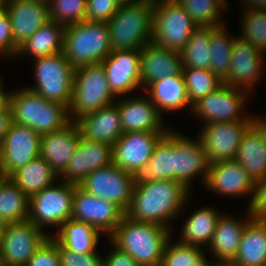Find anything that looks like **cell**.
I'll list each match as a JSON object with an SVG mask.
<instances>
[{"instance_id": "b9f144b4", "label": "cell", "mask_w": 266, "mask_h": 266, "mask_svg": "<svg viewBox=\"0 0 266 266\" xmlns=\"http://www.w3.org/2000/svg\"><path fill=\"white\" fill-rule=\"evenodd\" d=\"M50 18L63 26L86 21L87 0H52L49 3Z\"/></svg>"}, {"instance_id": "9f6ffc18", "label": "cell", "mask_w": 266, "mask_h": 266, "mask_svg": "<svg viewBox=\"0 0 266 266\" xmlns=\"http://www.w3.org/2000/svg\"><path fill=\"white\" fill-rule=\"evenodd\" d=\"M7 225H8V223L5 220L0 218V241L2 239V236L5 233Z\"/></svg>"}, {"instance_id": "1f68e13d", "label": "cell", "mask_w": 266, "mask_h": 266, "mask_svg": "<svg viewBox=\"0 0 266 266\" xmlns=\"http://www.w3.org/2000/svg\"><path fill=\"white\" fill-rule=\"evenodd\" d=\"M28 197L48 188L55 183L59 175L40 156L30 161L24 167L14 171L8 177Z\"/></svg>"}, {"instance_id": "7dc6e473", "label": "cell", "mask_w": 266, "mask_h": 266, "mask_svg": "<svg viewBox=\"0 0 266 266\" xmlns=\"http://www.w3.org/2000/svg\"><path fill=\"white\" fill-rule=\"evenodd\" d=\"M19 47L14 43L11 20L8 12L0 11V54L5 57L17 56Z\"/></svg>"}, {"instance_id": "8d00e7d4", "label": "cell", "mask_w": 266, "mask_h": 266, "mask_svg": "<svg viewBox=\"0 0 266 266\" xmlns=\"http://www.w3.org/2000/svg\"><path fill=\"white\" fill-rule=\"evenodd\" d=\"M29 197L9 178L0 184V218L7 223L28 220Z\"/></svg>"}, {"instance_id": "6125c7cd", "label": "cell", "mask_w": 266, "mask_h": 266, "mask_svg": "<svg viewBox=\"0 0 266 266\" xmlns=\"http://www.w3.org/2000/svg\"><path fill=\"white\" fill-rule=\"evenodd\" d=\"M0 266H6L4 261H3V257L1 255V252H0Z\"/></svg>"}, {"instance_id": "be15d7a7", "label": "cell", "mask_w": 266, "mask_h": 266, "mask_svg": "<svg viewBox=\"0 0 266 266\" xmlns=\"http://www.w3.org/2000/svg\"><path fill=\"white\" fill-rule=\"evenodd\" d=\"M39 1L49 4L52 0H39Z\"/></svg>"}, {"instance_id": "f6af8a7d", "label": "cell", "mask_w": 266, "mask_h": 266, "mask_svg": "<svg viewBox=\"0 0 266 266\" xmlns=\"http://www.w3.org/2000/svg\"><path fill=\"white\" fill-rule=\"evenodd\" d=\"M118 8L115 0H87L86 21L107 23Z\"/></svg>"}, {"instance_id": "9a60e30c", "label": "cell", "mask_w": 266, "mask_h": 266, "mask_svg": "<svg viewBox=\"0 0 266 266\" xmlns=\"http://www.w3.org/2000/svg\"><path fill=\"white\" fill-rule=\"evenodd\" d=\"M248 93L222 84L192 105L191 111L206 123L244 120L242 114ZM242 115V116H241ZM244 115V117H243ZM246 116V117H245Z\"/></svg>"}, {"instance_id": "4dcf8cb0", "label": "cell", "mask_w": 266, "mask_h": 266, "mask_svg": "<svg viewBox=\"0 0 266 266\" xmlns=\"http://www.w3.org/2000/svg\"><path fill=\"white\" fill-rule=\"evenodd\" d=\"M65 26L50 20L19 46L18 55L26 53L35 59L63 52Z\"/></svg>"}, {"instance_id": "7a4b0ae2", "label": "cell", "mask_w": 266, "mask_h": 266, "mask_svg": "<svg viewBox=\"0 0 266 266\" xmlns=\"http://www.w3.org/2000/svg\"><path fill=\"white\" fill-rule=\"evenodd\" d=\"M171 230L161 225L122 218L109 241L120 251L130 254L140 266L161 264Z\"/></svg>"}, {"instance_id": "e0dca14e", "label": "cell", "mask_w": 266, "mask_h": 266, "mask_svg": "<svg viewBox=\"0 0 266 266\" xmlns=\"http://www.w3.org/2000/svg\"><path fill=\"white\" fill-rule=\"evenodd\" d=\"M167 132H127L113 145V163L127 173L149 163L154 147Z\"/></svg>"}, {"instance_id": "ab89813d", "label": "cell", "mask_w": 266, "mask_h": 266, "mask_svg": "<svg viewBox=\"0 0 266 266\" xmlns=\"http://www.w3.org/2000/svg\"><path fill=\"white\" fill-rule=\"evenodd\" d=\"M182 74L191 105L223 84V80L210 69L183 68Z\"/></svg>"}, {"instance_id": "f546056e", "label": "cell", "mask_w": 266, "mask_h": 266, "mask_svg": "<svg viewBox=\"0 0 266 266\" xmlns=\"http://www.w3.org/2000/svg\"><path fill=\"white\" fill-rule=\"evenodd\" d=\"M150 94L149 99L154 103L160 114L163 111H177L192 105L189 102L183 74L165 77L150 83L145 89Z\"/></svg>"}, {"instance_id": "bcb514c9", "label": "cell", "mask_w": 266, "mask_h": 266, "mask_svg": "<svg viewBox=\"0 0 266 266\" xmlns=\"http://www.w3.org/2000/svg\"><path fill=\"white\" fill-rule=\"evenodd\" d=\"M61 266H103V258L96 253L79 254L63 247L58 242Z\"/></svg>"}, {"instance_id": "60d3db41", "label": "cell", "mask_w": 266, "mask_h": 266, "mask_svg": "<svg viewBox=\"0 0 266 266\" xmlns=\"http://www.w3.org/2000/svg\"><path fill=\"white\" fill-rule=\"evenodd\" d=\"M240 38L266 52V9H244Z\"/></svg>"}, {"instance_id": "ba28073f", "label": "cell", "mask_w": 266, "mask_h": 266, "mask_svg": "<svg viewBox=\"0 0 266 266\" xmlns=\"http://www.w3.org/2000/svg\"><path fill=\"white\" fill-rule=\"evenodd\" d=\"M198 25L176 0H154L152 42L180 53Z\"/></svg>"}, {"instance_id": "44dd1931", "label": "cell", "mask_w": 266, "mask_h": 266, "mask_svg": "<svg viewBox=\"0 0 266 266\" xmlns=\"http://www.w3.org/2000/svg\"><path fill=\"white\" fill-rule=\"evenodd\" d=\"M4 9L10 17L13 40L18 47L51 20L49 4L39 0H5Z\"/></svg>"}, {"instance_id": "d6986e66", "label": "cell", "mask_w": 266, "mask_h": 266, "mask_svg": "<svg viewBox=\"0 0 266 266\" xmlns=\"http://www.w3.org/2000/svg\"><path fill=\"white\" fill-rule=\"evenodd\" d=\"M204 183L211 191L229 197L251 194L249 206L256 186L247 171L235 159L210 164Z\"/></svg>"}, {"instance_id": "7c38bea8", "label": "cell", "mask_w": 266, "mask_h": 266, "mask_svg": "<svg viewBox=\"0 0 266 266\" xmlns=\"http://www.w3.org/2000/svg\"><path fill=\"white\" fill-rule=\"evenodd\" d=\"M124 216L125 212L115 203L98 198L75 184L72 220L90 224L110 236Z\"/></svg>"}, {"instance_id": "3957f363", "label": "cell", "mask_w": 266, "mask_h": 266, "mask_svg": "<svg viewBox=\"0 0 266 266\" xmlns=\"http://www.w3.org/2000/svg\"><path fill=\"white\" fill-rule=\"evenodd\" d=\"M18 90L11 91L9 100L12 122L26 125L40 135L61 130L71 122L66 106L48 101L28 87Z\"/></svg>"}, {"instance_id": "f1b7e54d", "label": "cell", "mask_w": 266, "mask_h": 266, "mask_svg": "<svg viewBox=\"0 0 266 266\" xmlns=\"http://www.w3.org/2000/svg\"><path fill=\"white\" fill-rule=\"evenodd\" d=\"M234 266H266V219L251 218L243 229Z\"/></svg>"}, {"instance_id": "7402d4cb", "label": "cell", "mask_w": 266, "mask_h": 266, "mask_svg": "<svg viewBox=\"0 0 266 266\" xmlns=\"http://www.w3.org/2000/svg\"><path fill=\"white\" fill-rule=\"evenodd\" d=\"M80 139V129L76 122L71 121L61 130L41 135L40 157L60 177L75 153Z\"/></svg>"}, {"instance_id": "d4e9b609", "label": "cell", "mask_w": 266, "mask_h": 266, "mask_svg": "<svg viewBox=\"0 0 266 266\" xmlns=\"http://www.w3.org/2000/svg\"><path fill=\"white\" fill-rule=\"evenodd\" d=\"M132 178L134 186L160 179L175 181V132L172 129L159 139L149 163L137 169Z\"/></svg>"}, {"instance_id": "603a6c76", "label": "cell", "mask_w": 266, "mask_h": 266, "mask_svg": "<svg viewBox=\"0 0 266 266\" xmlns=\"http://www.w3.org/2000/svg\"><path fill=\"white\" fill-rule=\"evenodd\" d=\"M121 117L123 133L127 132H167L163 127L162 115L149 97H130L116 102Z\"/></svg>"}, {"instance_id": "30bf717a", "label": "cell", "mask_w": 266, "mask_h": 266, "mask_svg": "<svg viewBox=\"0 0 266 266\" xmlns=\"http://www.w3.org/2000/svg\"><path fill=\"white\" fill-rule=\"evenodd\" d=\"M251 125V116L238 121L206 123L198 138L209 164L235 159L242 137Z\"/></svg>"}, {"instance_id": "4fadbf2b", "label": "cell", "mask_w": 266, "mask_h": 266, "mask_svg": "<svg viewBox=\"0 0 266 266\" xmlns=\"http://www.w3.org/2000/svg\"><path fill=\"white\" fill-rule=\"evenodd\" d=\"M40 140L41 135L30 127L11 123L0 144V168L6 178L40 156Z\"/></svg>"}, {"instance_id": "ac0fdd59", "label": "cell", "mask_w": 266, "mask_h": 266, "mask_svg": "<svg viewBox=\"0 0 266 266\" xmlns=\"http://www.w3.org/2000/svg\"><path fill=\"white\" fill-rule=\"evenodd\" d=\"M141 50H115L101 63L105 69L109 88L115 96L128 95L141 87Z\"/></svg>"}, {"instance_id": "c3c4849f", "label": "cell", "mask_w": 266, "mask_h": 266, "mask_svg": "<svg viewBox=\"0 0 266 266\" xmlns=\"http://www.w3.org/2000/svg\"><path fill=\"white\" fill-rule=\"evenodd\" d=\"M248 209L252 218L266 219V177L256 182L254 197Z\"/></svg>"}, {"instance_id": "ffe728a7", "label": "cell", "mask_w": 266, "mask_h": 266, "mask_svg": "<svg viewBox=\"0 0 266 266\" xmlns=\"http://www.w3.org/2000/svg\"><path fill=\"white\" fill-rule=\"evenodd\" d=\"M113 163V145L91 141L81 136L62 181L79 184L91 172ZM64 178V179H63Z\"/></svg>"}, {"instance_id": "4316f807", "label": "cell", "mask_w": 266, "mask_h": 266, "mask_svg": "<svg viewBox=\"0 0 266 266\" xmlns=\"http://www.w3.org/2000/svg\"><path fill=\"white\" fill-rule=\"evenodd\" d=\"M75 122L81 136L91 141L114 145L123 134L120 111L115 103L84 114Z\"/></svg>"}, {"instance_id": "83f0119b", "label": "cell", "mask_w": 266, "mask_h": 266, "mask_svg": "<svg viewBox=\"0 0 266 266\" xmlns=\"http://www.w3.org/2000/svg\"><path fill=\"white\" fill-rule=\"evenodd\" d=\"M247 220L243 221L236 217L221 215L215 228L214 234L208 247L217 259L215 263H231L236 257L243 229L247 222L252 218L249 209Z\"/></svg>"}, {"instance_id": "6f0895ef", "label": "cell", "mask_w": 266, "mask_h": 266, "mask_svg": "<svg viewBox=\"0 0 266 266\" xmlns=\"http://www.w3.org/2000/svg\"><path fill=\"white\" fill-rule=\"evenodd\" d=\"M139 1L140 0H115V2L118 4V6L134 4V3H137Z\"/></svg>"}, {"instance_id": "680465c9", "label": "cell", "mask_w": 266, "mask_h": 266, "mask_svg": "<svg viewBox=\"0 0 266 266\" xmlns=\"http://www.w3.org/2000/svg\"><path fill=\"white\" fill-rule=\"evenodd\" d=\"M213 266H234L231 263H214Z\"/></svg>"}, {"instance_id": "5b68a950", "label": "cell", "mask_w": 266, "mask_h": 266, "mask_svg": "<svg viewBox=\"0 0 266 266\" xmlns=\"http://www.w3.org/2000/svg\"><path fill=\"white\" fill-rule=\"evenodd\" d=\"M111 52L106 23L82 21L65 27L63 54L75 69L100 63Z\"/></svg>"}, {"instance_id": "2e32d148", "label": "cell", "mask_w": 266, "mask_h": 266, "mask_svg": "<svg viewBox=\"0 0 266 266\" xmlns=\"http://www.w3.org/2000/svg\"><path fill=\"white\" fill-rule=\"evenodd\" d=\"M263 56V52L237 36L232 48L229 73L223 83L249 93L262 78L265 64Z\"/></svg>"}, {"instance_id": "f5cc1de1", "label": "cell", "mask_w": 266, "mask_h": 266, "mask_svg": "<svg viewBox=\"0 0 266 266\" xmlns=\"http://www.w3.org/2000/svg\"><path fill=\"white\" fill-rule=\"evenodd\" d=\"M244 9H266V0H243Z\"/></svg>"}, {"instance_id": "5bb4252c", "label": "cell", "mask_w": 266, "mask_h": 266, "mask_svg": "<svg viewBox=\"0 0 266 266\" xmlns=\"http://www.w3.org/2000/svg\"><path fill=\"white\" fill-rule=\"evenodd\" d=\"M50 237L29 220L8 223L0 241L6 266H25L41 244Z\"/></svg>"}, {"instance_id": "6da1fadb", "label": "cell", "mask_w": 266, "mask_h": 266, "mask_svg": "<svg viewBox=\"0 0 266 266\" xmlns=\"http://www.w3.org/2000/svg\"><path fill=\"white\" fill-rule=\"evenodd\" d=\"M189 193L178 181L160 179L134 186L125 215L135 221L154 223L170 229L169 221L181 212Z\"/></svg>"}, {"instance_id": "816d5d0a", "label": "cell", "mask_w": 266, "mask_h": 266, "mask_svg": "<svg viewBox=\"0 0 266 266\" xmlns=\"http://www.w3.org/2000/svg\"><path fill=\"white\" fill-rule=\"evenodd\" d=\"M252 126L258 131L266 149V118L252 117Z\"/></svg>"}, {"instance_id": "91938a15", "label": "cell", "mask_w": 266, "mask_h": 266, "mask_svg": "<svg viewBox=\"0 0 266 266\" xmlns=\"http://www.w3.org/2000/svg\"><path fill=\"white\" fill-rule=\"evenodd\" d=\"M5 175L2 171H0V184L2 183V181L5 179Z\"/></svg>"}, {"instance_id": "db71d44e", "label": "cell", "mask_w": 266, "mask_h": 266, "mask_svg": "<svg viewBox=\"0 0 266 266\" xmlns=\"http://www.w3.org/2000/svg\"><path fill=\"white\" fill-rule=\"evenodd\" d=\"M2 82H0V111L1 110H6L9 108V100H10V95H11V91L10 92H5L3 89V85L1 84Z\"/></svg>"}, {"instance_id": "7bdbcfd3", "label": "cell", "mask_w": 266, "mask_h": 266, "mask_svg": "<svg viewBox=\"0 0 266 266\" xmlns=\"http://www.w3.org/2000/svg\"><path fill=\"white\" fill-rule=\"evenodd\" d=\"M169 238L162 257V266H196V262L204 255L201 247L180 243L170 244Z\"/></svg>"}, {"instance_id": "d590c367", "label": "cell", "mask_w": 266, "mask_h": 266, "mask_svg": "<svg viewBox=\"0 0 266 266\" xmlns=\"http://www.w3.org/2000/svg\"><path fill=\"white\" fill-rule=\"evenodd\" d=\"M217 26H197L180 52L183 68L210 69V35Z\"/></svg>"}, {"instance_id": "836d02e7", "label": "cell", "mask_w": 266, "mask_h": 266, "mask_svg": "<svg viewBox=\"0 0 266 266\" xmlns=\"http://www.w3.org/2000/svg\"><path fill=\"white\" fill-rule=\"evenodd\" d=\"M56 232L54 238L70 251L96 253L100 232L90 224L69 219Z\"/></svg>"}, {"instance_id": "ee69618b", "label": "cell", "mask_w": 266, "mask_h": 266, "mask_svg": "<svg viewBox=\"0 0 266 266\" xmlns=\"http://www.w3.org/2000/svg\"><path fill=\"white\" fill-rule=\"evenodd\" d=\"M25 266H61L58 241L50 236L41 244Z\"/></svg>"}, {"instance_id": "94428289", "label": "cell", "mask_w": 266, "mask_h": 266, "mask_svg": "<svg viewBox=\"0 0 266 266\" xmlns=\"http://www.w3.org/2000/svg\"><path fill=\"white\" fill-rule=\"evenodd\" d=\"M5 0H0V11L4 9Z\"/></svg>"}, {"instance_id": "d6a6232c", "label": "cell", "mask_w": 266, "mask_h": 266, "mask_svg": "<svg viewBox=\"0 0 266 266\" xmlns=\"http://www.w3.org/2000/svg\"><path fill=\"white\" fill-rule=\"evenodd\" d=\"M235 160L255 183L266 177V149L260 134L252 125L242 137Z\"/></svg>"}, {"instance_id": "8fae6325", "label": "cell", "mask_w": 266, "mask_h": 266, "mask_svg": "<svg viewBox=\"0 0 266 266\" xmlns=\"http://www.w3.org/2000/svg\"><path fill=\"white\" fill-rule=\"evenodd\" d=\"M78 185L98 198L115 203L124 212L130 206L134 189L132 174L114 163L91 172Z\"/></svg>"}, {"instance_id": "8992f818", "label": "cell", "mask_w": 266, "mask_h": 266, "mask_svg": "<svg viewBox=\"0 0 266 266\" xmlns=\"http://www.w3.org/2000/svg\"><path fill=\"white\" fill-rule=\"evenodd\" d=\"M115 98L101 62L76 68L73 75V98L69 107L70 121L75 122L84 114L115 103Z\"/></svg>"}, {"instance_id": "277c9868", "label": "cell", "mask_w": 266, "mask_h": 266, "mask_svg": "<svg viewBox=\"0 0 266 266\" xmlns=\"http://www.w3.org/2000/svg\"><path fill=\"white\" fill-rule=\"evenodd\" d=\"M153 7L154 0H140L119 6L118 11L106 23L112 51L141 50L152 42Z\"/></svg>"}, {"instance_id": "11a10c76", "label": "cell", "mask_w": 266, "mask_h": 266, "mask_svg": "<svg viewBox=\"0 0 266 266\" xmlns=\"http://www.w3.org/2000/svg\"><path fill=\"white\" fill-rule=\"evenodd\" d=\"M214 262H209L205 254L196 262V266H213Z\"/></svg>"}, {"instance_id": "9c48e42d", "label": "cell", "mask_w": 266, "mask_h": 266, "mask_svg": "<svg viewBox=\"0 0 266 266\" xmlns=\"http://www.w3.org/2000/svg\"><path fill=\"white\" fill-rule=\"evenodd\" d=\"M75 184L62 181L29 197L28 220L36 227L54 226L57 231L71 219Z\"/></svg>"}, {"instance_id": "f35d334b", "label": "cell", "mask_w": 266, "mask_h": 266, "mask_svg": "<svg viewBox=\"0 0 266 266\" xmlns=\"http://www.w3.org/2000/svg\"><path fill=\"white\" fill-rule=\"evenodd\" d=\"M198 26H223L221 10H225V0H176Z\"/></svg>"}, {"instance_id": "74e56055", "label": "cell", "mask_w": 266, "mask_h": 266, "mask_svg": "<svg viewBox=\"0 0 266 266\" xmlns=\"http://www.w3.org/2000/svg\"><path fill=\"white\" fill-rule=\"evenodd\" d=\"M226 25L217 27L210 35V70L221 80L229 73L232 48L236 37H230Z\"/></svg>"}, {"instance_id": "e575fe53", "label": "cell", "mask_w": 266, "mask_h": 266, "mask_svg": "<svg viewBox=\"0 0 266 266\" xmlns=\"http://www.w3.org/2000/svg\"><path fill=\"white\" fill-rule=\"evenodd\" d=\"M192 213L182 227L179 241L186 245L208 246L221 215L209 206Z\"/></svg>"}, {"instance_id": "f907efd6", "label": "cell", "mask_w": 266, "mask_h": 266, "mask_svg": "<svg viewBox=\"0 0 266 266\" xmlns=\"http://www.w3.org/2000/svg\"><path fill=\"white\" fill-rule=\"evenodd\" d=\"M12 123L10 108L0 111V144L4 140Z\"/></svg>"}, {"instance_id": "681fc988", "label": "cell", "mask_w": 266, "mask_h": 266, "mask_svg": "<svg viewBox=\"0 0 266 266\" xmlns=\"http://www.w3.org/2000/svg\"><path fill=\"white\" fill-rule=\"evenodd\" d=\"M111 245L113 251L103 258V266H140L130 254L120 251L112 243Z\"/></svg>"}, {"instance_id": "484cf974", "label": "cell", "mask_w": 266, "mask_h": 266, "mask_svg": "<svg viewBox=\"0 0 266 266\" xmlns=\"http://www.w3.org/2000/svg\"><path fill=\"white\" fill-rule=\"evenodd\" d=\"M182 69V59L178 52L162 48L154 42L146 44L141 49V89H145L154 81L182 74Z\"/></svg>"}, {"instance_id": "52a82bcc", "label": "cell", "mask_w": 266, "mask_h": 266, "mask_svg": "<svg viewBox=\"0 0 266 266\" xmlns=\"http://www.w3.org/2000/svg\"><path fill=\"white\" fill-rule=\"evenodd\" d=\"M34 64L36 85L28 89L69 109L73 98L75 68L63 52L37 58Z\"/></svg>"}, {"instance_id": "cb8c5ba5", "label": "cell", "mask_w": 266, "mask_h": 266, "mask_svg": "<svg viewBox=\"0 0 266 266\" xmlns=\"http://www.w3.org/2000/svg\"><path fill=\"white\" fill-rule=\"evenodd\" d=\"M209 162L200 139L191 140L175 132V181L190 190V183L197 175L207 178Z\"/></svg>"}]
</instances>
